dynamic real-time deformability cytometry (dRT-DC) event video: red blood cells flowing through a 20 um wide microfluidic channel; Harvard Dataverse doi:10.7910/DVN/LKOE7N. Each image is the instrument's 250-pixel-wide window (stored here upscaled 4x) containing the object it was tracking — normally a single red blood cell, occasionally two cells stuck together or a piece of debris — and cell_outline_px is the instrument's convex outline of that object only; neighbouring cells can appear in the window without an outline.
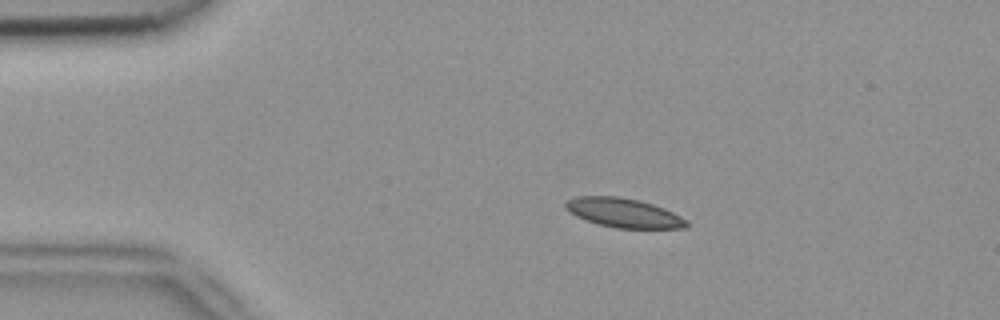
{"species": "common noctule bat (a hibernating species)", "species_latin": "Nyctalus noctula", "temperature_condition": "room temperature", "stored_images_in_passage": 6, "camera_frame_rate_fps": 3000, "um_per_image_px": 0.085, "animal": {"sex": "female", "body_mass_g": 18.4}, "frame": {"image": 1, "passage_image": 3, "time_ms": 0.667, "image_size_px": [1000, 320], "cell_outline_px": [[688, 228], [616, 228], [596, 224], [576, 216], [568, 212], [564, 208], [564, 204], [568, 200], [576, 196], [620, 196], [640, 200], [664, 208], [688, 220]], "centroid_in_image_um": [52.99, 18.09], "position_along_channel_um": 32.0, "area_um2": 20.81}}
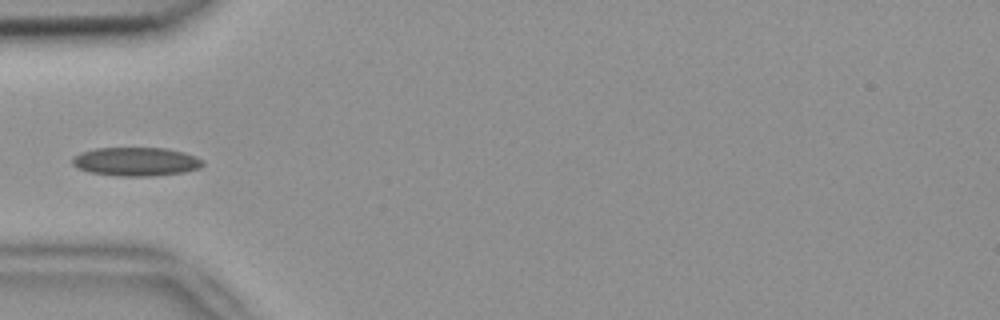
{"frame": {"image": 2, "passage_image": 5, "time_ms": 1.333, "image_size_px": [1000, 320], "cell_outline_px": [[204, 164], [200, 168], [184, 172], [152, 176], [116, 176], [88, 172], [76, 168], [72, 164], [72, 156], [80, 152], [96, 148], [168, 148], [184, 152], [196, 156], [204, 160]], "centroid_in_image_um": [11.55, 13.74], "position_along_channel_um": 73.5, "area_um2": 22.14}}